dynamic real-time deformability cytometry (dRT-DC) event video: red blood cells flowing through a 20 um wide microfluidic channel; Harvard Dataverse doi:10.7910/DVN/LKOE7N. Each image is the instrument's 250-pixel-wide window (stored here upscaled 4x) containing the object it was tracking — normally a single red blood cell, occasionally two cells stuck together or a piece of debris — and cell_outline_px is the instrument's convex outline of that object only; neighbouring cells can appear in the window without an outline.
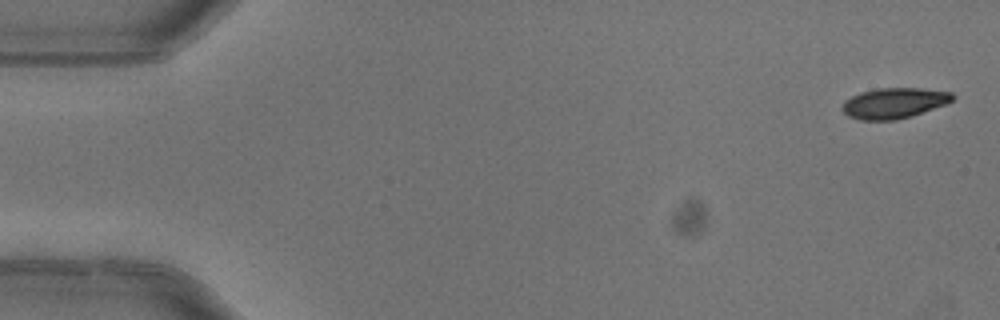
{"species": "common noctule bat (a hibernating species)", "species_latin": "Nyctalus noctula", "temperature_condition": "warm", "stored_images_in_passage": 5, "camera_frame_rate_fps": 3000, "um_per_image_px": 0.085, "animal": {"sex": "female"}, "frame": {"image": 1, "passage_image": 1, "time_ms": 0.0, "image_size_px": [1000, 320], "cell_outline_px": [[956, 96], [948, 104], [912, 116], [896, 120], [860, 120], [848, 116], [840, 108], [844, 100], [860, 92], [876, 88], [920, 88], [952, 92]], "centroid_in_image_um": [76.0, 8.76], "position_along_channel_um": 9.0, "area_um2": 19.94}}
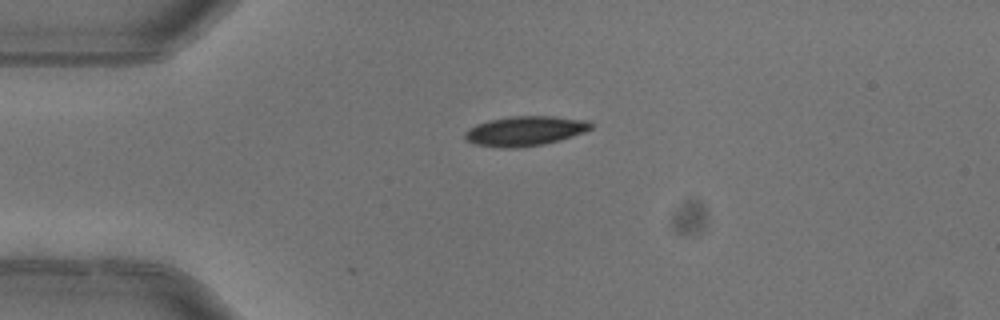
{"frame": {"image": 2, "passage_image": 4, "time_ms": 1.0, "image_size_px": [1000, 320], "cell_outline_px": [[592, 128], [584, 132], [560, 140], [544, 144], [516, 148], [504, 148], [476, 144], [464, 140], [464, 132], [468, 128], [476, 124], [488, 120], [508, 116], [552, 116], [588, 120], [592, 124]], "centroid_in_image_um": [44.6, 11.13], "position_along_channel_um": 40.4, "area_um2": 21.96}}